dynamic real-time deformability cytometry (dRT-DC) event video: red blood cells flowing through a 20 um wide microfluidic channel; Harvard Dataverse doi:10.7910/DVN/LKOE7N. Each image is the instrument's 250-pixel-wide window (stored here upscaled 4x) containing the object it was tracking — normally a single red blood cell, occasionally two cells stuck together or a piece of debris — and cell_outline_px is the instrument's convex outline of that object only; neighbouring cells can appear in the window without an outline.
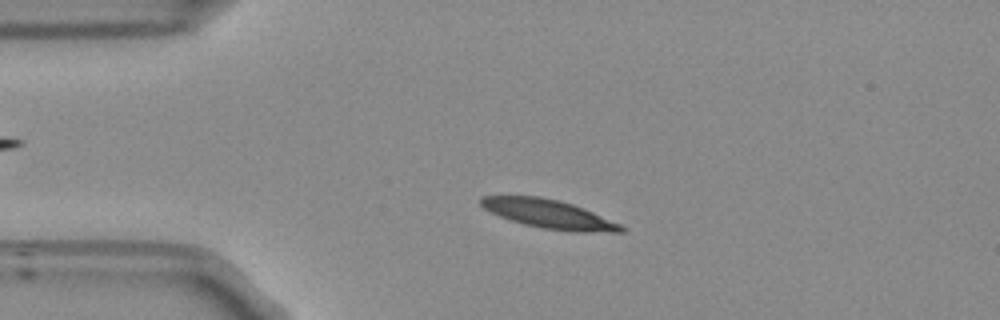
{"species": "Egyptian fruit bat (a non-hibernating species)", "species_latin": "Rousettus aegyptiacus", "temperature_condition": "room temperature", "stored_images_in_passage": 52, "camera_frame_rate_fps": 3000, "um_per_image_px": 0.085, "frame": {"image": 1, "passage_image": 10, "time_ms": 3.0, "image_size_px": [1000, 320], "cell_outline_px": [[628, 228], [624, 232], [576, 232], [544, 228], [524, 224], [508, 220], [484, 208], [480, 204], [480, 196], [540, 196], [560, 200], [584, 208], [620, 224]], "centroid_in_image_um": [46.68, 18.19], "position_along_channel_um": 38.3, "area_um2": 23.47}}
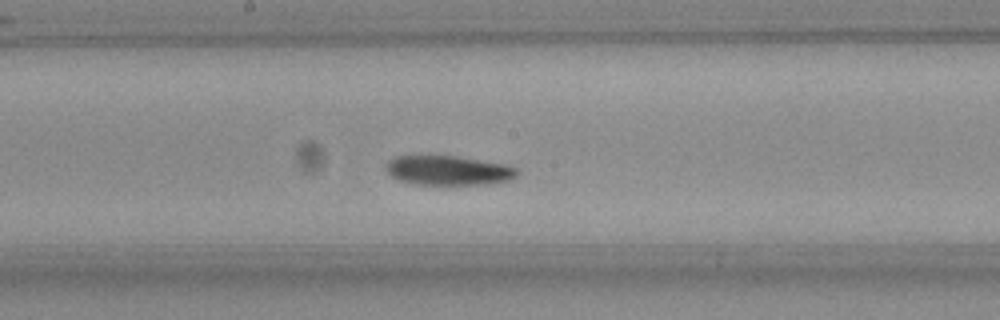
{"frame": {"image": 2, "passage_image": 26, "time_ms": 8.333, "image_size_px": [1000, 320], "cell_outline_px": [[520, 172], [512, 180], [492, 184], [412, 184], [400, 180], [392, 176], [384, 168], [388, 160], [396, 156], [456, 156], [504, 164], [516, 168]], "centroid_in_image_um": [38.13, 14.49], "position_along_channel_um": 210.1, "area_um2": 22.54}}
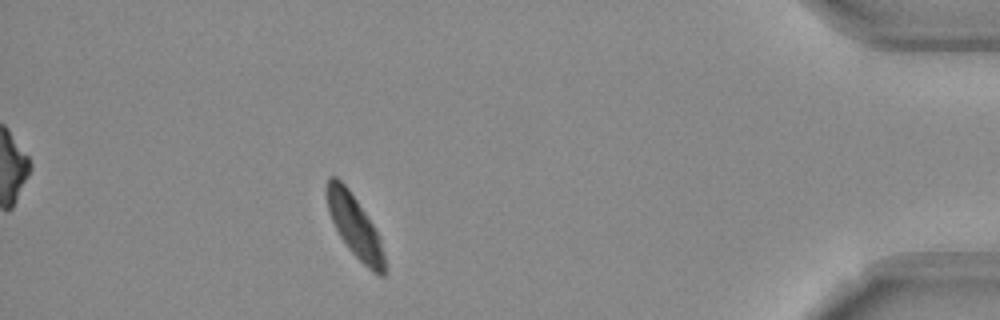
{"frame": {"image": 3, "passage_image": 46, "time_ms": 15.0, "image_size_px": [1000, 320], "cell_outline_px": [[388, 264], [384, 276], [380, 276], [372, 272], [348, 248], [340, 236], [328, 212], [328, 176], [336, 176], [348, 188], [372, 224], [380, 240]], "centroid_in_image_um": [30.2, 19.3], "position_along_channel_um": 405.0, "area_um2": 20.46}, "authors_computed_cell_mechanics": {"area_um2": 22.542, "velocity_mm_per_s": 3.7331, "shape_relaxation_time_tau1_ms": 3.8912, "shape_relaxation_time_tau2_ms": null, "deformation_change_tau1": 0.1482, "deformation_change_tau2": null}}